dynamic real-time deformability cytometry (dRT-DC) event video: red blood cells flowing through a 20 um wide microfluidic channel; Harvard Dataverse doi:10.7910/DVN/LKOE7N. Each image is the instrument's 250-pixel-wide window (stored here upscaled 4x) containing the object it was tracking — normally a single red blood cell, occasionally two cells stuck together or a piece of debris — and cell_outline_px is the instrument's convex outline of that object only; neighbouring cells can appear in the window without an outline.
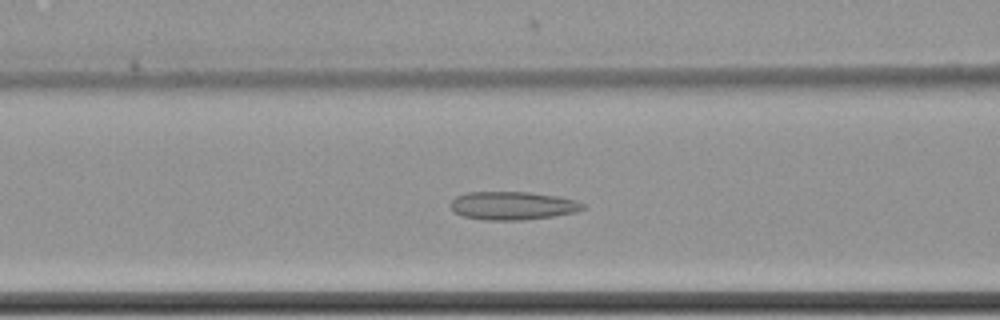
{"species": "common noctule bat (a hibernating species)", "species_latin": "Nyctalus noctula", "temperature_condition": "cold", "stored_images_in_passage": 53, "camera_frame_rate_fps": 3000, "um_per_image_px": 0.085, "animal": {"sex": "female", "body_mass_g": 22.7, "forearm_length_mm": 54.2}, "frame": {"image": 1, "passage_image": 18, "time_ms": 5.667, "image_size_px": [1000, 320], "cell_outline_px": [[584, 208], [576, 212], [552, 216], [520, 220], [484, 220], [464, 216], [452, 212], [448, 204], [456, 196], [468, 192], [532, 192], [560, 196], [576, 200], [584, 204]], "centroid_in_image_um": [43.54, 17.47], "position_along_channel_um": 123.1, "area_um2": 21.96}}
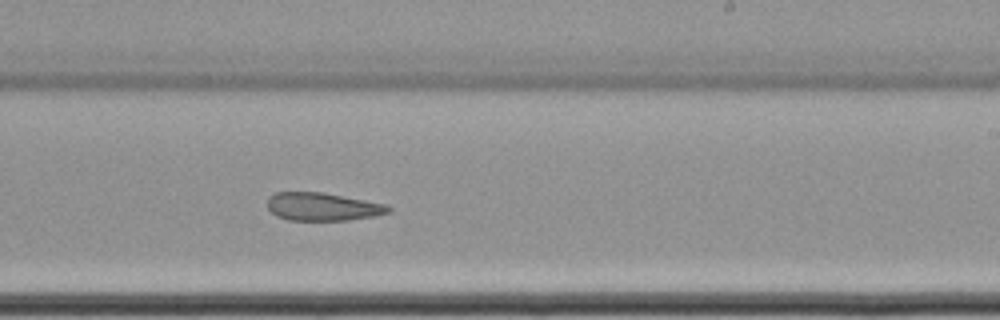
{"frame": {"image": 2, "passage_image": 30, "time_ms": 9.667, "image_size_px": [1000, 320], "cell_outline_px": [[392, 212], [376, 216], [348, 220], [288, 220], [276, 216], [268, 208], [268, 196], [276, 192], [324, 192], [388, 204], [392, 208]], "centroid_in_image_um": [27.47, 17.56], "position_along_channel_um": 261.5, "area_um2": 20.06}}
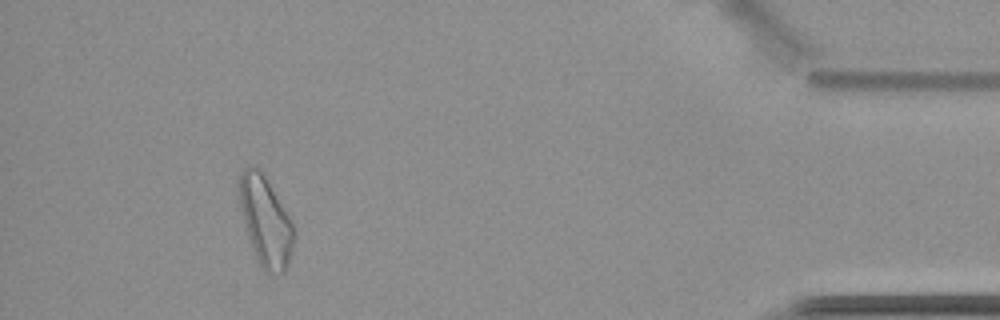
{"frame": {"image": 3, "passage_image": 48, "time_ms": 15.667, "image_size_px": [1000, 320], "cell_outline_px": [[292, 252], [288, 264], [284, 272], [268, 272], [260, 264], [252, 248], [248, 236], [240, 208], [240, 176], [244, 168], [248, 164], [260, 168], [288, 216], [292, 224]], "centroid_in_image_um": [22.54, 18.77], "position_along_channel_um": 412.7, "area_um2": 27.4}, "authors_computed_cell_mechanics": {"area_um2": 23.4668, "velocity_mm_per_s": 3.4736, "shape_relaxation_time_tau1_ms": null, "shape_relaxation_time_tau2_ms": 7.1862, "deformation_change_tau1": null, "deformation_change_tau2": 0.1332}}